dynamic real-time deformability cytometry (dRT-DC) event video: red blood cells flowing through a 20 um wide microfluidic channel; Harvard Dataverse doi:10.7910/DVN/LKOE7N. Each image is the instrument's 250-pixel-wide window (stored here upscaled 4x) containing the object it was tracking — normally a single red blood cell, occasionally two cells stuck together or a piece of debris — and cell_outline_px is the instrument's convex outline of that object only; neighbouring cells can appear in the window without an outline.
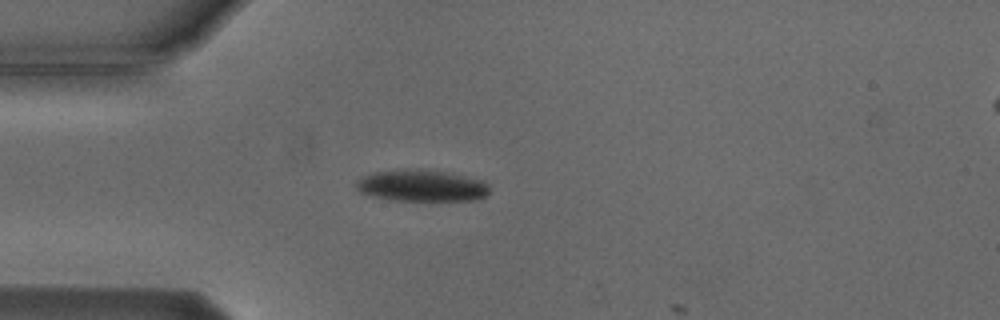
{"species": "Egyptian fruit bat (a non-hibernating species)", "species_latin": "Rousettus aegyptiacus", "temperature_condition": "cold", "stored_images_in_passage": 5, "camera_frame_rate_fps": 3000, "um_per_image_px": 0.085, "animal": {"sex": "male"}, "frame": {"image": 1, "passage_image": 4, "time_ms": 3.667, "image_size_px": [1000, 320], "cell_outline_px": [[488, 192], [480, 200], [388, 200], [372, 196], [360, 192], [356, 188], [356, 180], [372, 172], [404, 168], [408, 168], [444, 172], [484, 180], [488, 184]], "centroid_in_image_um": [35.8, 15.78], "position_along_channel_um": 49.2, "area_um2": 24.62}}